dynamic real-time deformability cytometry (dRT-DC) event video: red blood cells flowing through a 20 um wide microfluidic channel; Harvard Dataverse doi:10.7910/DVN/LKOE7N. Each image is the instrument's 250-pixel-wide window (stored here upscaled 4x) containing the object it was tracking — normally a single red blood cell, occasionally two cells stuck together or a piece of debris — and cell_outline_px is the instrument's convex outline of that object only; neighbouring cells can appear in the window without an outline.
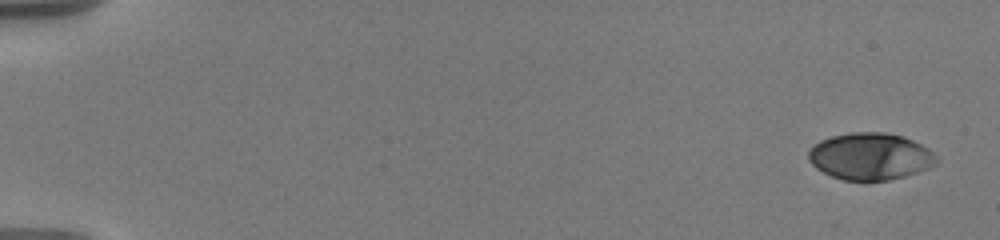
{"species": "human", "species_latin": "Homo sapiens", "temperature_condition": "warm", "stored_images_in_passage": 10, "camera_frame_rate_fps": 3000, "um_per_image_px": 0.085, "donor": {"sex": "male"}, "frame": {"image": 1, "passage_image": 1, "time_ms": 0.0, "image_size_px": [1000, 240], "cell_outline_px": [[936, 164], [916, 172], [904, 176], [888, 180], [864, 184], [844, 180], [832, 176], [816, 168], [808, 160], [808, 152], [820, 140], [832, 136], [852, 132], [884, 132], [904, 136], [928, 148], [936, 156]], "centroid_in_image_um": [73.95, 13.32], "position_along_channel_um": 11.0, "area_um2": 35.32}}
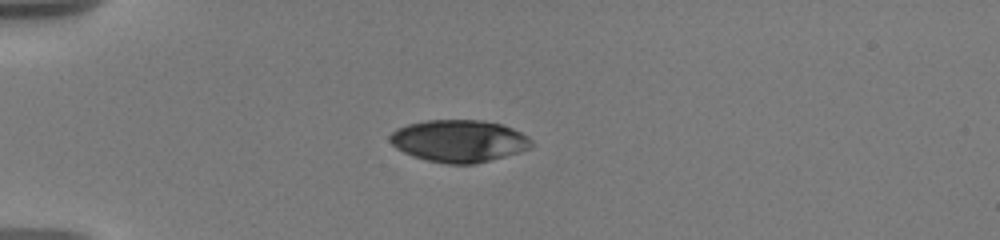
{"frame": {"image": 2, "passage_image": 7, "time_ms": 4.667, "image_size_px": [1000, 240], "cell_outline_px": [[532, 144], [528, 148], [504, 156], [476, 164], [444, 164], [412, 156], [396, 148], [388, 140], [388, 136], [396, 128], [408, 124], [428, 120], [484, 120], [504, 124], [528, 136], [532, 140]], "centroid_in_image_um": [38.98, 11.97], "position_along_channel_um": 46.0, "area_um2": 34.85}}
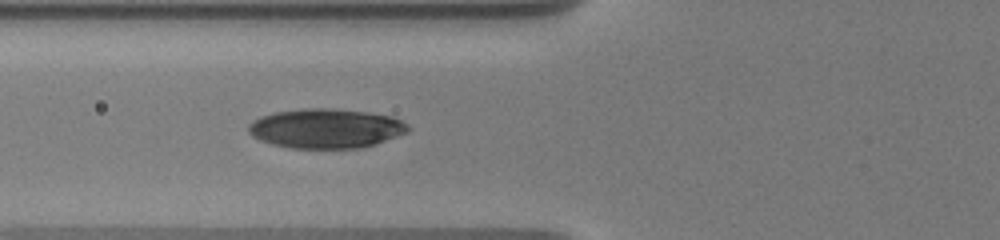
{"frame": {"image": 3, "passage_image": 10, "time_ms": 7.0, "image_size_px": [1000, 240], "cell_outline_px": [[412, 128], [408, 132], [376, 144], [360, 148], [292, 148], [272, 144], [260, 140], [252, 136], [248, 132], [248, 124], [252, 120], [260, 116], [272, 112], [304, 108], [328, 108], [368, 112], [392, 116], [408, 124]], "centroid_in_image_um": [27.69, 10.91], "position_along_channel_um": 98.1, "area_um2": 37.05}}